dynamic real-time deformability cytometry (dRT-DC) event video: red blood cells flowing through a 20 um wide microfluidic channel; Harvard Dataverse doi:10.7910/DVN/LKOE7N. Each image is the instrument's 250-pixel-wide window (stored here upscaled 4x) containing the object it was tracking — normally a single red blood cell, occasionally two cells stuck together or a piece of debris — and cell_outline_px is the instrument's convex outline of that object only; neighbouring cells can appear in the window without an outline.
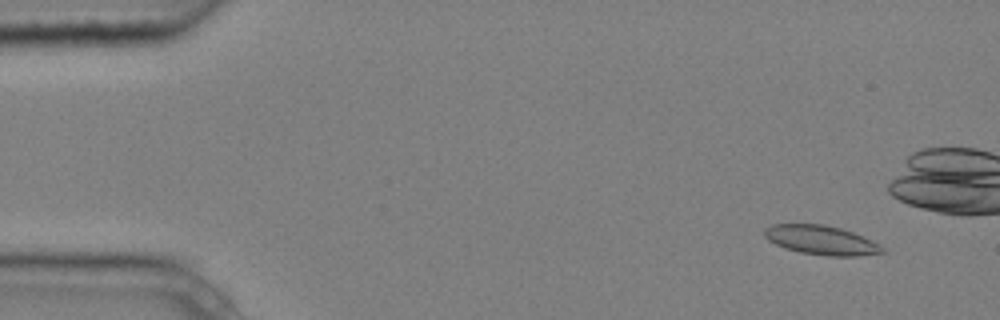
{"species": "common noctule bat (a hibernating species)", "species_latin": "Nyctalus noctula", "temperature_condition": "cold", "stored_images_in_passage": 6, "camera_frame_rate_fps": 3000, "um_per_image_px": 0.085, "animal": {"sex": "male", "body_mass_g": 20.4}, "frame": {"image": 1, "passage_image": 2, "time_ms": 0.333, "image_size_px": [1000, 320], "cell_outline_px": [[884, 252], [860, 256], [828, 256], [800, 252], [784, 248], [768, 240], [764, 236], [764, 228], [772, 224], [824, 224], [840, 228], [852, 232], [880, 244], [884, 248]], "centroid_in_image_um": [69.78, 20.41], "position_along_channel_um": 15.2, "area_um2": 20.06}}